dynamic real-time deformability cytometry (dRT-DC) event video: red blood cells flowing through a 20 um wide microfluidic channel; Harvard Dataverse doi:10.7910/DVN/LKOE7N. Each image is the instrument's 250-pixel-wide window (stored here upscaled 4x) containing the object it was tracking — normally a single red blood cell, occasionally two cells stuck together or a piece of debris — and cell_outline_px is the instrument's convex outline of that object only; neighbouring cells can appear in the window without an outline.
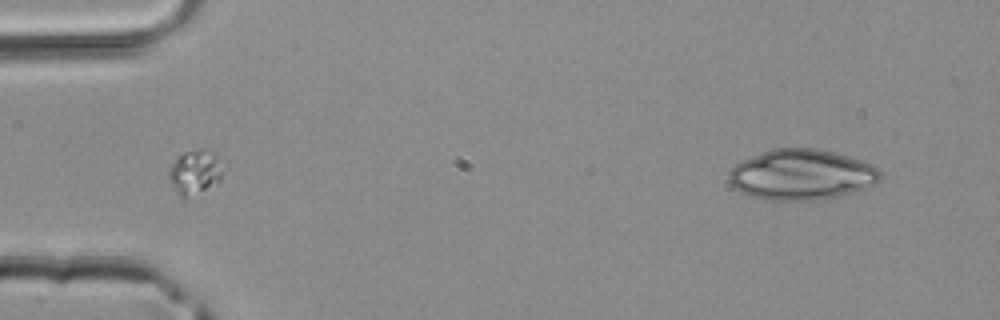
{"species": "common noctule bat (a hibernating species)", "species_latin": "Nyctalus noctula", "temperature_condition": "room temperature", "stored_images_in_passage": 5, "segment_of_instrument_passage": [2, 2], "camera_frame_rate_fps": 3000, "um_per_image_px": 0.085, "animal": {"sex": "male", "body_mass_g": 20.4}, "frame": {"image": 1, "passage_image": 5, "time_ms": 1.333, "image_size_px": [1000, 320], "cell_outline_px": [[880, 180], [876, 184], [840, 196], [820, 200], [764, 200], [740, 192], [728, 180], [728, 172], [736, 164], [752, 156], [772, 148], [816, 148], [836, 152], [852, 156], [872, 164], [880, 168]], "centroid_in_image_um": [68.17, 14.84], "position_along_channel_um": 16.8, "area_um2": 44.91}}